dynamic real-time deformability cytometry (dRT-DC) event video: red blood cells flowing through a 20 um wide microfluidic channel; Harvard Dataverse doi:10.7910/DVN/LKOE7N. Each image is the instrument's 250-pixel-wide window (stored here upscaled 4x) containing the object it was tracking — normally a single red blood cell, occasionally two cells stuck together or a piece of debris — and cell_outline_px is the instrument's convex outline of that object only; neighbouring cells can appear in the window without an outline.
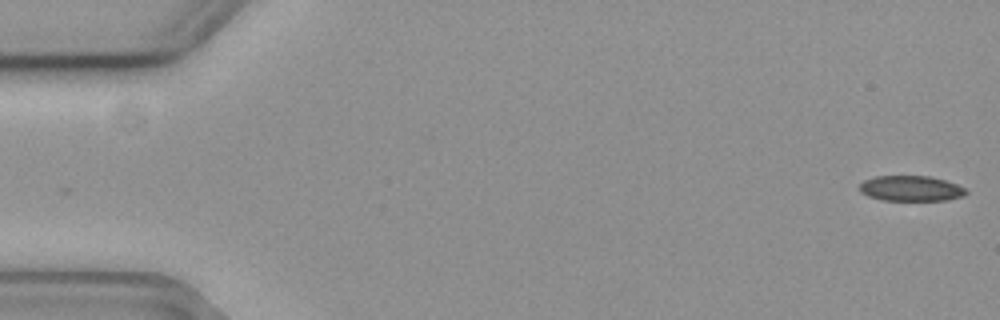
{"species": "common noctule bat (a hibernating species)", "species_latin": "Nyctalus noctula", "temperature_condition": "cold", "stored_images_in_passage": 56, "camera_frame_rate_fps": 3000, "um_per_image_px": 0.085, "animal": {"sex": "female", "body_mass_g": 19.3, "forearm_length_mm": 54.1}, "frame": {"image": 1, "passage_image": 1, "time_ms": 0.0, "image_size_px": [1000, 320], "cell_outline_px": [[968, 192], [964, 196], [944, 200], [880, 200], [868, 196], [860, 192], [856, 188], [864, 180], [872, 176], [928, 176], [944, 180], [956, 184], [964, 188]], "centroid_in_image_um": [77.36, 16.01], "position_along_channel_um": 7.6, "area_um2": 15.84}}
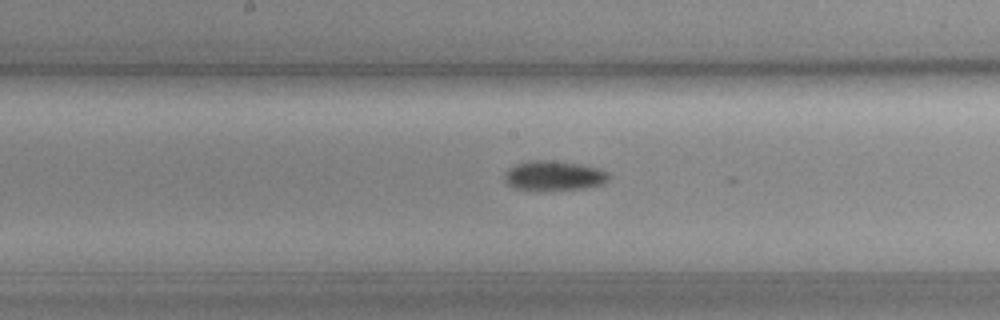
{"frame": {"image": 2, "passage_image": 29, "time_ms": 9.333, "image_size_px": [1000, 320], "cell_outline_px": [[608, 180], [604, 184], [584, 188], [516, 188], [504, 184], [504, 172], [508, 168], [516, 164], [528, 160], [552, 160], [580, 164], [596, 168], [608, 172]], "centroid_in_image_um": [47.04, 14.89], "position_along_channel_um": 201.2, "area_um2": 17.63}}
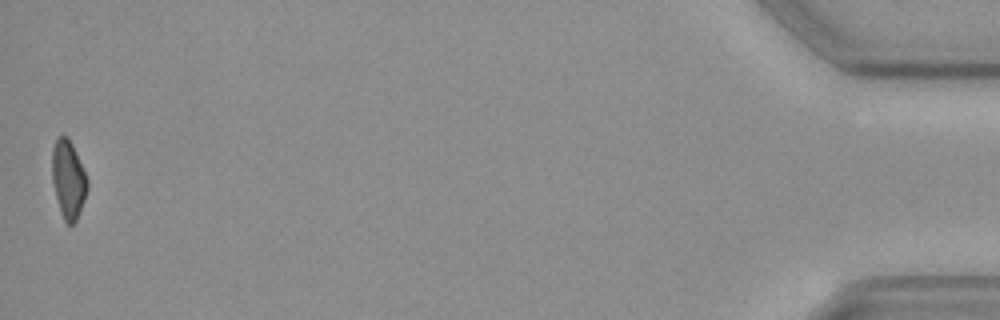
{"frame": {"image": 3, "passage_image": 56, "time_ms": 18.333, "image_size_px": [1000, 320], "cell_outline_px": [[88, 188], [84, 200], [76, 220], [72, 224], [68, 224], [64, 220], [56, 196], [52, 180], [52, 148], [56, 136], [64, 136], [72, 144], [88, 180]], "centroid_in_image_um": [5.8, 15.22], "position_along_channel_um": 429.4, "area_um2": 15.72}, "authors_computed_cell_mechanics": {"area_um2": 16.8776, "velocity_mm_per_s": 3.6875, "shape_relaxation_time_tau1_ms": 3.547, "shape_relaxation_time_tau2_ms": null, "deformation_change_tau1": 0.0977, "deformation_change_tau2": null}}